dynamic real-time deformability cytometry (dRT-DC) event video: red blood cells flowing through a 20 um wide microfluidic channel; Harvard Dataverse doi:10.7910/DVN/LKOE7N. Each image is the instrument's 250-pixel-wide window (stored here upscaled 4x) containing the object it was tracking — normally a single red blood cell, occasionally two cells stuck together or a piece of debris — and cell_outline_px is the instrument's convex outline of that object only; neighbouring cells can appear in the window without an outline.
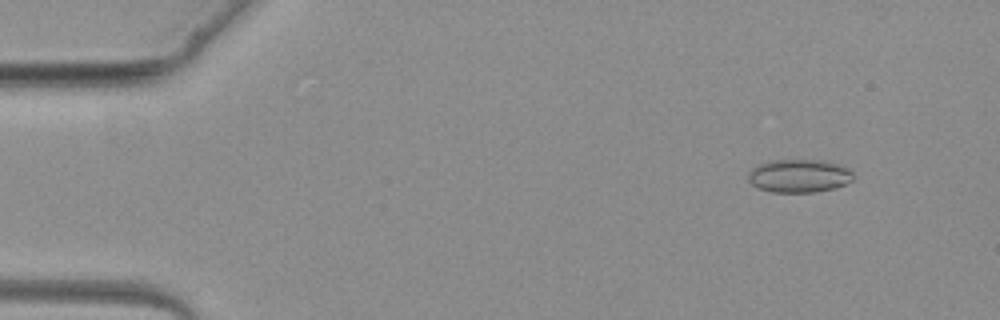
{"species": "common noctule bat (a hibernating species)", "species_latin": "Nyctalus noctula", "temperature_condition": "warm", "stored_images_in_passage": 4, "camera_frame_rate_fps": 3000, "um_per_image_px": 0.085, "animal": {"sex": "female", "body_mass_g": 19.3, "forearm_length_mm": 54.1}, "frame": {"image": 1, "passage_image": 2, "time_ms": 1.0, "image_size_px": [1000, 320], "cell_outline_px": [[852, 180], [836, 188], [816, 192], [772, 192], [760, 188], [752, 184], [748, 180], [748, 172], [756, 164], [772, 160], [824, 160], [840, 164], [848, 168], [852, 172]], "centroid_in_image_um": [67.91, 14.94], "position_along_channel_um": 17.1, "area_um2": 20.46}}
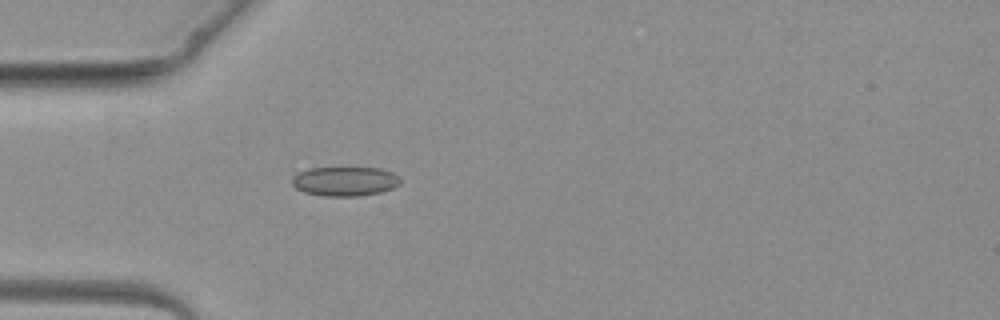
{"frame": {"image": 2, "passage_image": 4, "time_ms": 3.667, "image_size_px": [1000, 320], "cell_outline_px": [[400, 184], [392, 188], [380, 192], [360, 196], [324, 196], [304, 192], [296, 188], [292, 184], [292, 176], [308, 168], [380, 168], [392, 172], [400, 180]], "centroid_in_image_um": [29.3, 15.41], "position_along_channel_um": 55.7, "area_um2": 18.44}}